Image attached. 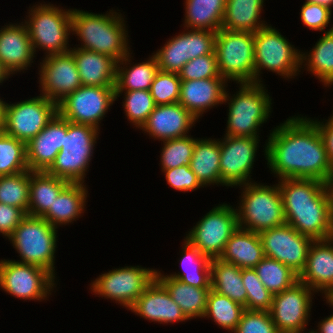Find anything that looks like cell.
Listing matches in <instances>:
<instances>
[{"label": "cell", "instance_id": "obj_1", "mask_svg": "<svg viewBox=\"0 0 333 333\" xmlns=\"http://www.w3.org/2000/svg\"><path fill=\"white\" fill-rule=\"evenodd\" d=\"M264 145L267 166L279 180L302 178L327 183L333 173L325 142L311 118H287L274 127Z\"/></svg>", "mask_w": 333, "mask_h": 333}, {"label": "cell", "instance_id": "obj_2", "mask_svg": "<svg viewBox=\"0 0 333 333\" xmlns=\"http://www.w3.org/2000/svg\"><path fill=\"white\" fill-rule=\"evenodd\" d=\"M286 223L313 240L333 237V211L326 183L317 179L278 180Z\"/></svg>", "mask_w": 333, "mask_h": 333}, {"label": "cell", "instance_id": "obj_3", "mask_svg": "<svg viewBox=\"0 0 333 333\" xmlns=\"http://www.w3.org/2000/svg\"><path fill=\"white\" fill-rule=\"evenodd\" d=\"M124 19L113 9L105 14L72 9V35L82 41L76 48L105 54L119 62L131 52Z\"/></svg>", "mask_w": 333, "mask_h": 333}, {"label": "cell", "instance_id": "obj_4", "mask_svg": "<svg viewBox=\"0 0 333 333\" xmlns=\"http://www.w3.org/2000/svg\"><path fill=\"white\" fill-rule=\"evenodd\" d=\"M239 91L225 90L223 103H228L226 136L260 138L259 130L272 113V99L263 83H239ZM230 99V100H229Z\"/></svg>", "mask_w": 333, "mask_h": 333}, {"label": "cell", "instance_id": "obj_5", "mask_svg": "<svg viewBox=\"0 0 333 333\" xmlns=\"http://www.w3.org/2000/svg\"><path fill=\"white\" fill-rule=\"evenodd\" d=\"M39 4L29 6L28 18L23 21L34 53L36 54L37 49L45 51V56L69 52L72 9L59 8L45 2Z\"/></svg>", "mask_w": 333, "mask_h": 333}, {"label": "cell", "instance_id": "obj_6", "mask_svg": "<svg viewBox=\"0 0 333 333\" xmlns=\"http://www.w3.org/2000/svg\"><path fill=\"white\" fill-rule=\"evenodd\" d=\"M240 186L243 190L236 206L240 228L260 233L286 223L278 183L269 186L254 181Z\"/></svg>", "mask_w": 333, "mask_h": 333}, {"label": "cell", "instance_id": "obj_7", "mask_svg": "<svg viewBox=\"0 0 333 333\" xmlns=\"http://www.w3.org/2000/svg\"><path fill=\"white\" fill-rule=\"evenodd\" d=\"M57 229L43 217L26 215L8 239L19 253L18 262L42 267L55 277Z\"/></svg>", "mask_w": 333, "mask_h": 333}, {"label": "cell", "instance_id": "obj_8", "mask_svg": "<svg viewBox=\"0 0 333 333\" xmlns=\"http://www.w3.org/2000/svg\"><path fill=\"white\" fill-rule=\"evenodd\" d=\"M98 131L89 125L68 121L63 147L45 172L70 183H85L86 172L100 134Z\"/></svg>", "mask_w": 333, "mask_h": 333}, {"label": "cell", "instance_id": "obj_9", "mask_svg": "<svg viewBox=\"0 0 333 333\" xmlns=\"http://www.w3.org/2000/svg\"><path fill=\"white\" fill-rule=\"evenodd\" d=\"M301 51L270 24L254 33L255 83H261V70L272 71L284 79L301 72Z\"/></svg>", "mask_w": 333, "mask_h": 333}, {"label": "cell", "instance_id": "obj_10", "mask_svg": "<svg viewBox=\"0 0 333 333\" xmlns=\"http://www.w3.org/2000/svg\"><path fill=\"white\" fill-rule=\"evenodd\" d=\"M215 53L220 76L227 82L255 83L254 33L219 29Z\"/></svg>", "mask_w": 333, "mask_h": 333}, {"label": "cell", "instance_id": "obj_11", "mask_svg": "<svg viewBox=\"0 0 333 333\" xmlns=\"http://www.w3.org/2000/svg\"><path fill=\"white\" fill-rule=\"evenodd\" d=\"M157 269L142 266H125L101 273L90 288L92 293L115 300L126 309H130L143 291L156 278Z\"/></svg>", "mask_w": 333, "mask_h": 333}, {"label": "cell", "instance_id": "obj_12", "mask_svg": "<svg viewBox=\"0 0 333 333\" xmlns=\"http://www.w3.org/2000/svg\"><path fill=\"white\" fill-rule=\"evenodd\" d=\"M46 269L16 260H0V288L22 300L42 301L49 298L56 282Z\"/></svg>", "mask_w": 333, "mask_h": 333}, {"label": "cell", "instance_id": "obj_13", "mask_svg": "<svg viewBox=\"0 0 333 333\" xmlns=\"http://www.w3.org/2000/svg\"><path fill=\"white\" fill-rule=\"evenodd\" d=\"M238 227L235 207L230 203L218 204L188 231L185 239L204 255L215 259L222 255L227 241Z\"/></svg>", "mask_w": 333, "mask_h": 333}, {"label": "cell", "instance_id": "obj_14", "mask_svg": "<svg viewBox=\"0 0 333 333\" xmlns=\"http://www.w3.org/2000/svg\"><path fill=\"white\" fill-rule=\"evenodd\" d=\"M115 101V86H81L57 104V111L69 122L100 130L99 123Z\"/></svg>", "mask_w": 333, "mask_h": 333}, {"label": "cell", "instance_id": "obj_15", "mask_svg": "<svg viewBox=\"0 0 333 333\" xmlns=\"http://www.w3.org/2000/svg\"><path fill=\"white\" fill-rule=\"evenodd\" d=\"M57 113V104L41 94L21 102L6 103L2 130L27 144Z\"/></svg>", "mask_w": 333, "mask_h": 333}, {"label": "cell", "instance_id": "obj_16", "mask_svg": "<svg viewBox=\"0 0 333 333\" xmlns=\"http://www.w3.org/2000/svg\"><path fill=\"white\" fill-rule=\"evenodd\" d=\"M315 291L301 281L273 295L270 315L279 333L305 331L310 322Z\"/></svg>", "mask_w": 333, "mask_h": 333}, {"label": "cell", "instance_id": "obj_17", "mask_svg": "<svg viewBox=\"0 0 333 333\" xmlns=\"http://www.w3.org/2000/svg\"><path fill=\"white\" fill-rule=\"evenodd\" d=\"M260 139L254 137L226 136L219 139L220 176L226 187H239L253 182V165Z\"/></svg>", "mask_w": 333, "mask_h": 333}, {"label": "cell", "instance_id": "obj_18", "mask_svg": "<svg viewBox=\"0 0 333 333\" xmlns=\"http://www.w3.org/2000/svg\"><path fill=\"white\" fill-rule=\"evenodd\" d=\"M264 254L290 267L298 275L306 265L312 238L285 223L259 233Z\"/></svg>", "mask_w": 333, "mask_h": 333}, {"label": "cell", "instance_id": "obj_19", "mask_svg": "<svg viewBox=\"0 0 333 333\" xmlns=\"http://www.w3.org/2000/svg\"><path fill=\"white\" fill-rule=\"evenodd\" d=\"M39 86L41 95L58 104L81 87L73 54L69 52L45 56L40 62Z\"/></svg>", "mask_w": 333, "mask_h": 333}, {"label": "cell", "instance_id": "obj_20", "mask_svg": "<svg viewBox=\"0 0 333 333\" xmlns=\"http://www.w3.org/2000/svg\"><path fill=\"white\" fill-rule=\"evenodd\" d=\"M68 120L58 113L45 128L26 144L27 163L30 171L45 172L63 147Z\"/></svg>", "mask_w": 333, "mask_h": 333}, {"label": "cell", "instance_id": "obj_21", "mask_svg": "<svg viewBox=\"0 0 333 333\" xmlns=\"http://www.w3.org/2000/svg\"><path fill=\"white\" fill-rule=\"evenodd\" d=\"M129 310L141 318L160 324H173L188 320L157 278L143 291Z\"/></svg>", "mask_w": 333, "mask_h": 333}, {"label": "cell", "instance_id": "obj_22", "mask_svg": "<svg viewBox=\"0 0 333 333\" xmlns=\"http://www.w3.org/2000/svg\"><path fill=\"white\" fill-rule=\"evenodd\" d=\"M197 120L179 102L156 105L140 130L154 140L164 141L187 136Z\"/></svg>", "mask_w": 333, "mask_h": 333}, {"label": "cell", "instance_id": "obj_23", "mask_svg": "<svg viewBox=\"0 0 333 333\" xmlns=\"http://www.w3.org/2000/svg\"><path fill=\"white\" fill-rule=\"evenodd\" d=\"M299 281L317 293L333 294V237L311 243Z\"/></svg>", "mask_w": 333, "mask_h": 333}, {"label": "cell", "instance_id": "obj_24", "mask_svg": "<svg viewBox=\"0 0 333 333\" xmlns=\"http://www.w3.org/2000/svg\"><path fill=\"white\" fill-rule=\"evenodd\" d=\"M19 24L0 28V62L11 76L28 70L36 56L25 24Z\"/></svg>", "mask_w": 333, "mask_h": 333}, {"label": "cell", "instance_id": "obj_25", "mask_svg": "<svg viewBox=\"0 0 333 333\" xmlns=\"http://www.w3.org/2000/svg\"><path fill=\"white\" fill-rule=\"evenodd\" d=\"M227 83L224 78L181 80L179 103L199 119L206 110L223 104Z\"/></svg>", "mask_w": 333, "mask_h": 333}, {"label": "cell", "instance_id": "obj_26", "mask_svg": "<svg viewBox=\"0 0 333 333\" xmlns=\"http://www.w3.org/2000/svg\"><path fill=\"white\" fill-rule=\"evenodd\" d=\"M82 86H115L117 61L94 51L71 48Z\"/></svg>", "mask_w": 333, "mask_h": 333}, {"label": "cell", "instance_id": "obj_27", "mask_svg": "<svg viewBox=\"0 0 333 333\" xmlns=\"http://www.w3.org/2000/svg\"><path fill=\"white\" fill-rule=\"evenodd\" d=\"M265 257L259 233L238 227L226 243L222 261L241 269L254 268Z\"/></svg>", "mask_w": 333, "mask_h": 333}, {"label": "cell", "instance_id": "obj_28", "mask_svg": "<svg viewBox=\"0 0 333 333\" xmlns=\"http://www.w3.org/2000/svg\"><path fill=\"white\" fill-rule=\"evenodd\" d=\"M87 189L84 183H69L42 217L55 228L78 220L86 211Z\"/></svg>", "mask_w": 333, "mask_h": 333}, {"label": "cell", "instance_id": "obj_29", "mask_svg": "<svg viewBox=\"0 0 333 333\" xmlns=\"http://www.w3.org/2000/svg\"><path fill=\"white\" fill-rule=\"evenodd\" d=\"M189 167L204 187L226 186L220 176L219 139L197 138Z\"/></svg>", "mask_w": 333, "mask_h": 333}, {"label": "cell", "instance_id": "obj_30", "mask_svg": "<svg viewBox=\"0 0 333 333\" xmlns=\"http://www.w3.org/2000/svg\"><path fill=\"white\" fill-rule=\"evenodd\" d=\"M156 278L165 286L188 320L203 318L206 311L207 298L211 288H198L178 279L163 275L159 269Z\"/></svg>", "mask_w": 333, "mask_h": 333}, {"label": "cell", "instance_id": "obj_31", "mask_svg": "<svg viewBox=\"0 0 333 333\" xmlns=\"http://www.w3.org/2000/svg\"><path fill=\"white\" fill-rule=\"evenodd\" d=\"M69 183L43 171H30L28 215L42 217Z\"/></svg>", "mask_w": 333, "mask_h": 333}, {"label": "cell", "instance_id": "obj_32", "mask_svg": "<svg viewBox=\"0 0 333 333\" xmlns=\"http://www.w3.org/2000/svg\"><path fill=\"white\" fill-rule=\"evenodd\" d=\"M263 3L264 0H226L222 29L255 33L267 26L266 21L260 20Z\"/></svg>", "mask_w": 333, "mask_h": 333}, {"label": "cell", "instance_id": "obj_33", "mask_svg": "<svg viewBox=\"0 0 333 333\" xmlns=\"http://www.w3.org/2000/svg\"><path fill=\"white\" fill-rule=\"evenodd\" d=\"M181 254L182 273L167 276L198 288H211V259L186 239L183 240Z\"/></svg>", "mask_w": 333, "mask_h": 333}, {"label": "cell", "instance_id": "obj_34", "mask_svg": "<svg viewBox=\"0 0 333 333\" xmlns=\"http://www.w3.org/2000/svg\"><path fill=\"white\" fill-rule=\"evenodd\" d=\"M131 54L117 62L115 91L150 90L155 75L159 71L156 58L152 55L145 62L131 66Z\"/></svg>", "mask_w": 333, "mask_h": 333}, {"label": "cell", "instance_id": "obj_35", "mask_svg": "<svg viewBox=\"0 0 333 333\" xmlns=\"http://www.w3.org/2000/svg\"><path fill=\"white\" fill-rule=\"evenodd\" d=\"M184 29L211 30L222 28L226 0H185Z\"/></svg>", "mask_w": 333, "mask_h": 333}, {"label": "cell", "instance_id": "obj_36", "mask_svg": "<svg viewBox=\"0 0 333 333\" xmlns=\"http://www.w3.org/2000/svg\"><path fill=\"white\" fill-rule=\"evenodd\" d=\"M210 280L212 290L243 306L246 305L247 291L242 282L241 268L219 258L211 259Z\"/></svg>", "mask_w": 333, "mask_h": 333}, {"label": "cell", "instance_id": "obj_37", "mask_svg": "<svg viewBox=\"0 0 333 333\" xmlns=\"http://www.w3.org/2000/svg\"><path fill=\"white\" fill-rule=\"evenodd\" d=\"M300 65L325 87L333 85V31L325 32L309 53L301 52Z\"/></svg>", "mask_w": 333, "mask_h": 333}, {"label": "cell", "instance_id": "obj_38", "mask_svg": "<svg viewBox=\"0 0 333 333\" xmlns=\"http://www.w3.org/2000/svg\"><path fill=\"white\" fill-rule=\"evenodd\" d=\"M244 311L243 305L211 289L203 318H211L218 326L232 333L236 330Z\"/></svg>", "mask_w": 333, "mask_h": 333}, {"label": "cell", "instance_id": "obj_39", "mask_svg": "<svg viewBox=\"0 0 333 333\" xmlns=\"http://www.w3.org/2000/svg\"><path fill=\"white\" fill-rule=\"evenodd\" d=\"M254 270L273 295L287 290L299 280V275L290 267L267 256L254 267Z\"/></svg>", "mask_w": 333, "mask_h": 333}, {"label": "cell", "instance_id": "obj_40", "mask_svg": "<svg viewBox=\"0 0 333 333\" xmlns=\"http://www.w3.org/2000/svg\"><path fill=\"white\" fill-rule=\"evenodd\" d=\"M27 170L26 143L0 130V176Z\"/></svg>", "mask_w": 333, "mask_h": 333}, {"label": "cell", "instance_id": "obj_41", "mask_svg": "<svg viewBox=\"0 0 333 333\" xmlns=\"http://www.w3.org/2000/svg\"><path fill=\"white\" fill-rule=\"evenodd\" d=\"M30 170L0 176V203L22 209L28 215Z\"/></svg>", "mask_w": 333, "mask_h": 333}, {"label": "cell", "instance_id": "obj_42", "mask_svg": "<svg viewBox=\"0 0 333 333\" xmlns=\"http://www.w3.org/2000/svg\"><path fill=\"white\" fill-rule=\"evenodd\" d=\"M124 93L123 108L125 116L136 128L145 124L156 104L149 90L116 91V100Z\"/></svg>", "mask_w": 333, "mask_h": 333}, {"label": "cell", "instance_id": "obj_43", "mask_svg": "<svg viewBox=\"0 0 333 333\" xmlns=\"http://www.w3.org/2000/svg\"><path fill=\"white\" fill-rule=\"evenodd\" d=\"M196 140V138L187 135L162 141L163 147L160 154L161 171L182 165L190 166Z\"/></svg>", "mask_w": 333, "mask_h": 333}, {"label": "cell", "instance_id": "obj_44", "mask_svg": "<svg viewBox=\"0 0 333 333\" xmlns=\"http://www.w3.org/2000/svg\"><path fill=\"white\" fill-rule=\"evenodd\" d=\"M242 282L247 291L245 310L270 311L273 294L263 285L254 268L242 269Z\"/></svg>", "mask_w": 333, "mask_h": 333}, {"label": "cell", "instance_id": "obj_45", "mask_svg": "<svg viewBox=\"0 0 333 333\" xmlns=\"http://www.w3.org/2000/svg\"><path fill=\"white\" fill-rule=\"evenodd\" d=\"M152 55L156 58L159 70L178 74L188 62L185 57L184 31L169 39Z\"/></svg>", "mask_w": 333, "mask_h": 333}, {"label": "cell", "instance_id": "obj_46", "mask_svg": "<svg viewBox=\"0 0 333 333\" xmlns=\"http://www.w3.org/2000/svg\"><path fill=\"white\" fill-rule=\"evenodd\" d=\"M180 89L181 79L177 73L159 70L149 91L156 105H169L179 102Z\"/></svg>", "mask_w": 333, "mask_h": 333}, {"label": "cell", "instance_id": "obj_47", "mask_svg": "<svg viewBox=\"0 0 333 333\" xmlns=\"http://www.w3.org/2000/svg\"><path fill=\"white\" fill-rule=\"evenodd\" d=\"M184 30L185 57L188 61L215 52L217 32L211 30Z\"/></svg>", "mask_w": 333, "mask_h": 333}, {"label": "cell", "instance_id": "obj_48", "mask_svg": "<svg viewBox=\"0 0 333 333\" xmlns=\"http://www.w3.org/2000/svg\"><path fill=\"white\" fill-rule=\"evenodd\" d=\"M178 75L181 80L223 78L218 71L215 52L189 60Z\"/></svg>", "mask_w": 333, "mask_h": 333}, {"label": "cell", "instance_id": "obj_49", "mask_svg": "<svg viewBox=\"0 0 333 333\" xmlns=\"http://www.w3.org/2000/svg\"><path fill=\"white\" fill-rule=\"evenodd\" d=\"M233 333H279L269 311L245 310Z\"/></svg>", "mask_w": 333, "mask_h": 333}, {"label": "cell", "instance_id": "obj_50", "mask_svg": "<svg viewBox=\"0 0 333 333\" xmlns=\"http://www.w3.org/2000/svg\"><path fill=\"white\" fill-rule=\"evenodd\" d=\"M332 13V10L325 6L305 1L301 7L300 18L303 25L307 28L315 31H324L325 33L333 31V25L330 29L326 31L324 30L328 27V25H330L329 23L332 18Z\"/></svg>", "mask_w": 333, "mask_h": 333}, {"label": "cell", "instance_id": "obj_51", "mask_svg": "<svg viewBox=\"0 0 333 333\" xmlns=\"http://www.w3.org/2000/svg\"><path fill=\"white\" fill-rule=\"evenodd\" d=\"M162 172L168 185L175 190L189 192L204 187L187 165L163 170Z\"/></svg>", "mask_w": 333, "mask_h": 333}, {"label": "cell", "instance_id": "obj_52", "mask_svg": "<svg viewBox=\"0 0 333 333\" xmlns=\"http://www.w3.org/2000/svg\"><path fill=\"white\" fill-rule=\"evenodd\" d=\"M26 215L20 208L0 203V234L9 238Z\"/></svg>", "mask_w": 333, "mask_h": 333}, {"label": "cell", "instance_id": "obj_53", "mask_svg": "<svg viewBox=\"0 0 333 333\" xmlns=\"http://www.w3.org/2000/svg\"><path fill=\"white\" fill-rule=\"evenodd\" d=\"M325 121L314 120L325 142L327 155L333 166V114ZM326 122V123H325Z\"/></svg>", "mask_w": 333, "mask_h": 333}, {"label": "cell", "instance_id": "obj_54", "mask_svg": "<svg viewBox=\"0 0 333 333\" xmlns=\"http://www.w3.org/2000/svg\"><path fill=\"white\" fill-rule=\"evenodd\" d=\"M317 327L318 330H313L315 333H333V313L318 322Z\"/></svg>", "mask_w": 333, "mask_h": 333}, {"label": "cell", "instance_id": "obj_55", "mask_svg": "<svg viewBox=\"0 0 333 333\" xmlns=\"http://www.w3.org/2000/svg\"><path fill=\"white\" fill-rule=\"evenodd\" d=\"M6 101H3L2 98L0 99V130H2L4 121H5V107Z\"/></svg>", "mask_w": 333, "mask_h": 333}, {"label": "cell", "instance_id": "obj_56", "mask_svg": "<svg viewBox=\"0 0 333 333\" xmlns=\"http://www.w3.org/2000/svg\"><path fill=\"white\" fill-rule=\"evenodd\" d=\"M306 2L319 4L329 8L330 10L332 9L331 7H333V0H306Z\"/></svg>", "mask_w": 333, "mask_h": 333}, {"label": "cell", "instance_id": "obj_57", "mask_svg": "<svg viewBox=\"0 0 333 333\" xmlns=\"http://www.w3.org/2000/svg\"><path fill=\"white\" fill-rule=\"evenodd\" d=\"M11 74L5 69V67L0 62V84L2 85L3 81L8 80Z\"/></svg>", "mask_w": 333, "mask_h": 333}, {"label": "cell", "instance_id": "obj_58", "mask_svg": "<svg viewBox=\"0 0 333 333\" xmlns=\"http://www.w3.org/2000/svg\"><path fill=\"white\" fill-rule=\"evenodd\" d=\"M326 185H327V188H328V191L330 194L331 206H332V211H333V173L329 177Z\"/></svg>", "mask_w": 333, "mask_h": 333}, {"label": "cell", "instance_id": "obj_59", "mask_svg": "<svg viewBox=\"0 0 333 333\" xmlns=\"http://www.w3.org/2000/svg\"><path fill=\"white\" fill-rule=\"evenodd\" d=\"M324 298H326V303H328L333 309V294H329L327 296H323Z\"/></svg>", "mask_w": 333, "mask_h": 333}, {"label": "cell", "instance_id": "obj_60", "mask_svg": "<svg viewBox=\"0 0 333 333\" xmlns=\"http://www.w3.org/2000/svg\"><path fill=\"white\" fill-rule=\"evenodd\" d=\"M309 332H306V331H302V332H296V333H315L314 331H313V329L312 330H308Z\"/></svg>", "mask_w": 333, "mask_h": 333}]
</instances>
